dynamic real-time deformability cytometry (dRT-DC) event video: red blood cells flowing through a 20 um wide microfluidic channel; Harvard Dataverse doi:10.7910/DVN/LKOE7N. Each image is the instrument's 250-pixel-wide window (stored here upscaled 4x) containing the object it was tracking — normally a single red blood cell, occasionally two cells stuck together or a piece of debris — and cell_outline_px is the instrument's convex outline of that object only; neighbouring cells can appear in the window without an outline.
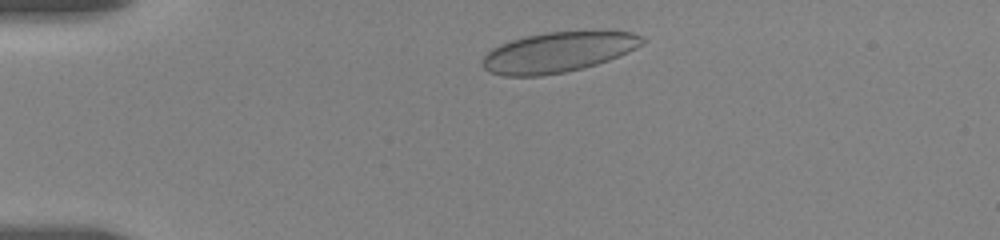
{"species": "human", "species_latin": "Homo sapiens", "temperature_condition": "room temperature", "stored_images_in_passage": 47, "camera_frame_rate_fps": 3000, "um_per_image_px": 0.085, "donor": {"sex": "female"}, "frame": {"image": 1, "passage_image": 4, "time_ms": 1.0, "image_size_px": [1000, 240], "cell_outline_px": [[648, 40], [644, 44], [628, 52], [608, 60], [596, 64], [564, 72], [540, 76], [504, 76], [488, 72], [480, 64], [480, 60], [492, 48], [500, 44], [512, 40], [528, 36], [548, 32], [608, 28], [632, 32]], "centroid_in_image_um": [47.5, 4.39], "position_along_channel_um": 37.5, "area_um2": 38.38}}
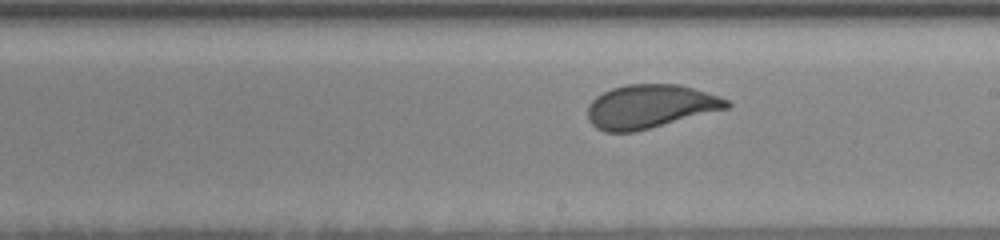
{"frame": {"image": 2, "passage_image": 24, "time_ms": 7.667, "image_size_px": [1000, 240], "cell_outline_px": [[732, 104], [728, 108], [636, 132], [604, 132], [596, 128], [588, 120], [588, 104], [596, 96], [612, 88], [628, 84], [680, 84], [720, 96], [728, 100]], "centroid_in_image_um": [55.25, 9.05], "position_along_channel_um": 233.7, "area_um2": 35.49}}
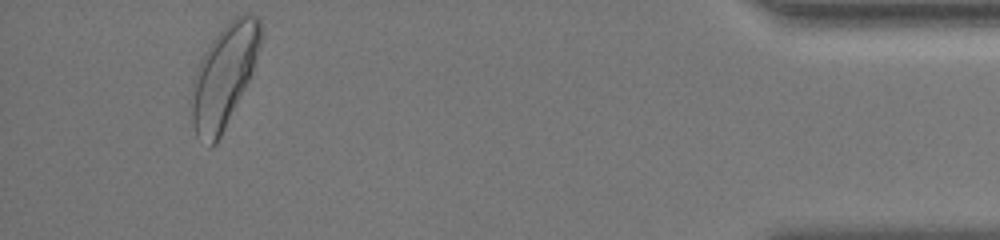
{"frame": {"image": 3, "passage_image": 44, "time_ms": 14.333, "image_size_px": [1000, 240], "cell_outline_px": [[260, 48], [252, 72], [216, 144], [208, 148], [196, 136], [192, 124], [192, 88], [196, 72], [200, 60], [204, 52], [212, 40], [236, 16], [244, 12], [248, 12], [260, 16]], "centroid_in_image_um": [19.04, 6.45], "position_along_channel_um": 416.2, "area_um2": 40.34}, "authors_computed_cell_mechanics": {"area_um2": 36.2406, "velocity_mm_per_s": 3.5943, "shape_relaxation_time_tau1_ms": 4.1683, "shape_relaxation_time_tau2_ms": null, "deformation_change_tau1": 0.1386, "deformation_change_tau2": null}}